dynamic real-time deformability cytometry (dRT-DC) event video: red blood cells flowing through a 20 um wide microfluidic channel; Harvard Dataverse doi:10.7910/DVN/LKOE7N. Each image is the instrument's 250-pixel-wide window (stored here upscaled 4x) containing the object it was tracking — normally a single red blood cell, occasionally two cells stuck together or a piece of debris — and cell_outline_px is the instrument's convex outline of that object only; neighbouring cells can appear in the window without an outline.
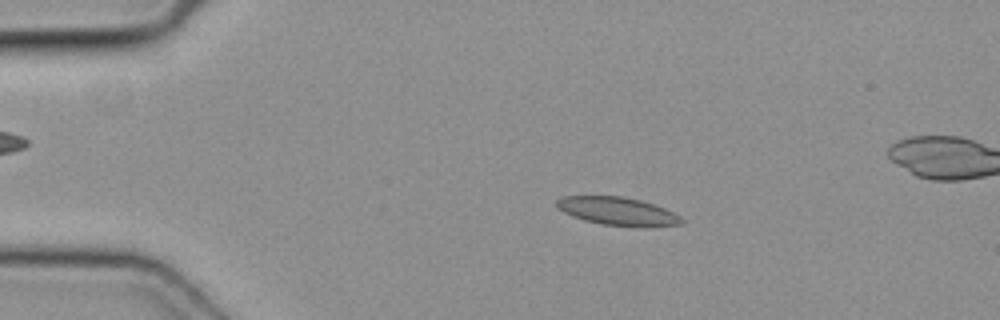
{"species": "common noctule bat (a hibernating species)", "species_latin": "Nyctalus noctula", "temperature_condition": "cold", "stored_images_in_passage": 51, "camera_frame_rate_fps": 3000, "um_per_image_px": 0.085, "animal": {"sex": "female", "body_mass_g": 19.3, "forearm_length_mm": 54.1}, "frame": {"image": 1, "passage_image": 10, "time_ms": 3.0, "image_size_px": [1000, 320], "cell_outline_px": [[684, 224], [636, 228], [600, 224], [584, 220], [572, 216], [556, 208], [556, 200], [564, 196], [624, 196], [640, 200], [664, 208], [680, 216], [684, 220]], "centroid_in_image_um": [52.5, 17.97], "position_along_channel_um": 32.5, "area_um2": 20.75}}
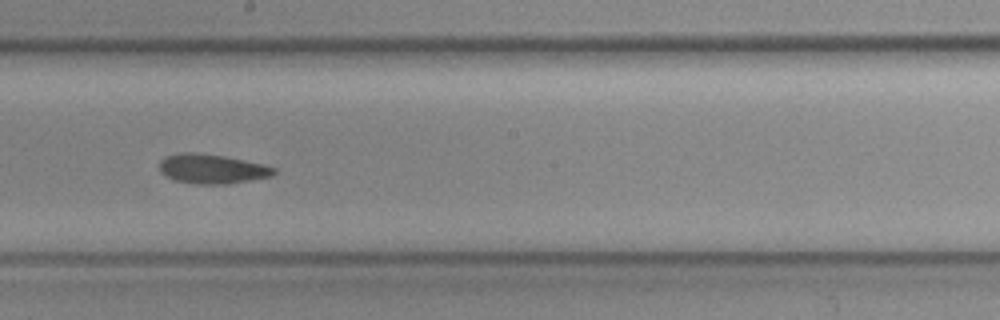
{"frame": {"image": 2, "passage_image": 28, "time_ms": 9.0, "image_size_px": [1000, 320], "cell_outline_px": [[276, 172], [272, 176], [228, 184], [196, 184], [172, 180], [160, 172], [160, 160], [164, 156], [180, 152], [192, 152], [224, 156], [264, 164], [276, 168]], "centroid_in_image_um": [18.0, 14.35], "position_along_channel_um": 230.2, "area_um2": 19.83}}
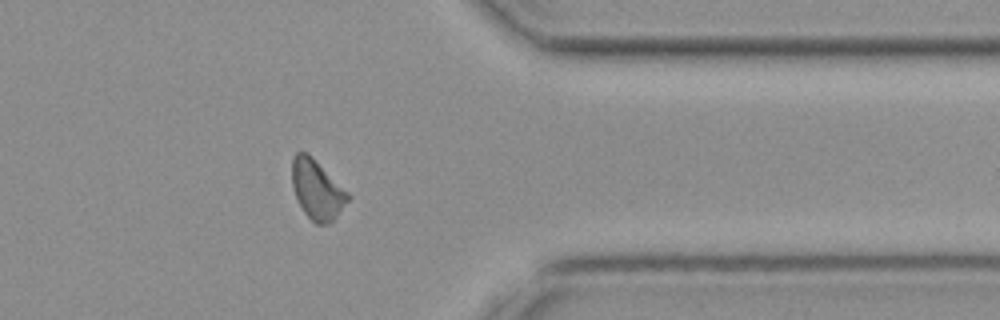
{"frame": {"image": 3, "passage_image": 40, "time_ms": 13.0, "image_size_px": [1000, 320], "cell_outline_px": [[352, 196], [336, 216], [328, 224], [316, 224], [304, 212], [296, 196], [292, 184], [292, 156], [296, 152], [308, 152]], "centroid_in_image_um": [26.94, 16.09], "position_along_channel_um": 384.5, "area_um2": 19.19}}